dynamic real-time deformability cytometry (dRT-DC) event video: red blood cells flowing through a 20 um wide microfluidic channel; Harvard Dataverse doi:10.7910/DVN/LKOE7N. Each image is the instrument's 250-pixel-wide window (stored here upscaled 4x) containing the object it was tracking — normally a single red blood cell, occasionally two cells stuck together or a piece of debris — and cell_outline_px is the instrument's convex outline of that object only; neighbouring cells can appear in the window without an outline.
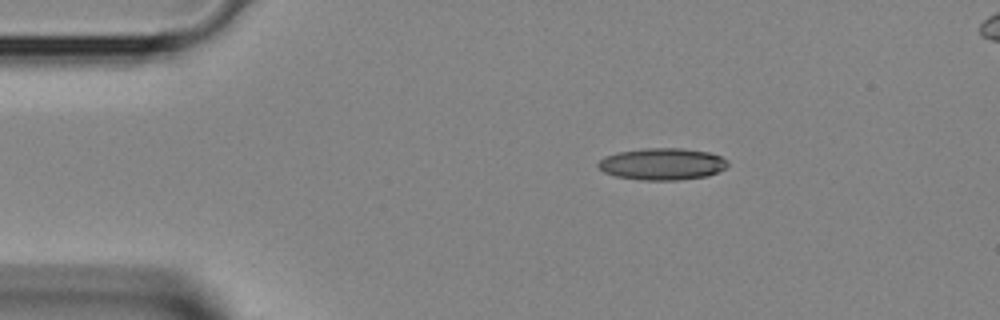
{"species": "Egyptian fruit bat (a non-hibernating species)", "species_latin": "Rousettus aegyptiacus", "temperature_condition": "room temperature", "stored_images_in_passage": 3, "segment_of_instrument_passage": [1, 2], "camera_frame_rate_fps": 3000, "um_per_image_px": 0.085, "animal": {"sex": "female"}, "frame": {"image": 1, "passage_image": 1, "time_ms": 0.0, "image_size_px": [1000, 320], "cell_outline_px": [[728, 164], [724, 168], [708, 176], [680, 180], [640, 180], [616, 176], [604, 172], [596, 164], [604, 156], [616, 152], [644, 148], [684, 148], [708, 152], [720, 156], [728, 160]], "centroid_in_image_um": [56.27, 13.94], "position_along_channel_um": 28.7, "area_um2": 24.16}}